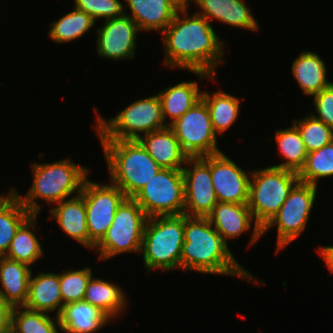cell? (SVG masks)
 <instances>
[{"label": "cell", "instance_id": "15", "mask_svg": "<svg viewBox=\"0 0 333 333\" xmlns=\"http://www.w3.org/2000/svg\"><path fill=\"white\" fill-rule=\"evenodd\" d=\"M139 28L127 15L105 20L98 34L97 53L103 58L120 60L134 58Z\"/></svg>", "mask_w": 333, "mask_h": 333}, {"label": "cell", "instance_id": "25", "mask_svg": "<svg viewBox=\"0 0 333 333\" xmlns=\"http://www.w3.org/2000/svg\"><path fill=\"white\" fill-rule=\"evenodd\" d=\"M202 93L196 81H182L158 93L162 104L164 122L170 116L168 126L180 118L192 106L202 99Z\"/></svg>", "mask_w": 333, "mask_h": 333}, {"label": "cell", "instance_id": "24", "mask_svg": "<svg viewBox=\"0 0 333 333\" xmlns=\"http://www.w3.org/2000/svg\"><path fill=\"white\" fill-rule=\"evenodd\" d=\"M292 73L303 93L313 96L332 82L327 79V69L320 56L312 51H303L292 64Z\"/></svg>", "mask_w": 333, "mask_h": 333}, {"label": "cell", "instance_id": "2", "mask_svg": "<svg viewBox=\"0 0 333 333\" xmlns=\"http://www.w3.org/2000/svg\"><path fill=\"white\" fill-rule=\"evenodd\" d=\"M180 268L204 274L232 275L256 281L232 255L220 234L207 217H189L184 214V244Z\"/></svg>", "mask_w": 333, "mask_h": 333}, {"label": "cell", "instance_id": "33", "mask_svg": "<svg viewBox=\"0 0 333 333\" xmlns=\"http://www.w3.org/2000/svg\"><path fill=\"white\" fill-rule=\"evenodd\" d=\"M300 182L317 186L319 178L333 176V141L307 154L304 166L297 173Z\"/></svg>", "mask_w": 333, "mask_h": 333}, {"label": "cell", "instance_id": "40", "mask_svg": "<svg viewBox=\"0 0 333 333\" xmlns=\"http://www.w3.org/2000/svg\"><path fill=\"white\" fill-rule=\"evenodd\" d=\"M179 9L188 8L190 0H171Z\"/></svg>", "mask_w": 333, "mask_h": 333}, {"label": "cell", "instance_id": "30", "mask_svg": "<svg viewBox=\"0 0 333 333\" xmlns=\"http://www.w3.org/2000/svg\"><path fill=\"white\" fill-rule=\"evenodd\" d=\"M275 140L281 155L287 161L273 166L298 173L308 154L298 128L293 124L291 128L277 130Z\"/></svg>", "mask_w": 333, "mask_h": 333}, {"label": "cell", "instance_id": "41", "mask_svg": "<svg viewBox=\"0 0 333 333\" xmlns=\"http://www.w3.org/2000/svg\"><path fill=\"white\" fill-rule=\"evenodd\" d=\"M5 198V196L0 195V202Z\"/></svg>", "mask_w": 333, "mask_h": 333}, {"label": "cell", "instance_id": "19", "mask_svg": "<svg viewBox=\"0 0 333 333\" xmlns=\"http://www.w3.org/2000/svg\"><path fill=\"white\" fill-rule=\"evenodd\" d=\"M132 14H126L140 31L163 32L172 22L179 8L171 0H126Z\"/></svg>", "mask_w": 333, "mask_h": 333}, {"label": "cell", "instance_id": "34", "mask_svg": "<svg viewBox=\"0 0 333 333\" xmlns=\"http://www.w3.org/2000/svg\"><path fill=\"white\" fill-rule=\"evenodd\" d=\"M301 133L307 152L319 150L333 141V128L312 115L301 120H293Z\"/></svg>", "mask_w": 333, "mask_h": 333}, {"label": "cell", "instance_id": "27", "mask_svg": "<svg viewBox=\"0 0 333 333\" xmlns=\"http://www.w3.org/2000/svg\"><path fill=\"white\" fill-rule=\"evenodd\" d=\"M31 215L12 188L0 202V256H5L20 225Z\"/></svg>", "mask_w": 333, "mask_h": 333}, {"label": "cell", "instance_id": "4", "mask_svg": "<svg viewBox=\"0 0 333 333\" xmlns=\"http://www.w3.org/2000/svg\"><path fill=\"white\" fill-rule=\"evenodd\" d=\"M32 170V186L25 197L18 195V198L25 208L35 215H38L41 209L37 199L57 204L68 199L74 192L80 194L89 172L88 168L76 165L69 159L49 164L34 163Z\"/></svg>", "mask_w": 333, "mask_h": 333}, {"label": "cell", "instance_id": "3", "mask_svg": "<svg viewBox=\"0 0 333 333\" xmlns=\"http://www.w3.org/2000/svg\"><path fill=\"white\" fill-rule=\"evenodd\" d=\"M111 183L133 198L162 168L138 140H100Z\"/></svg>", "mask_w": 333, "mask_h": 333}, {"label": "cell", "instance_id": "12", "mask_svg": "<svg viewBox=\"0 0 333 333\" xmlns=\"http://www.w3.org/2000/svg\"><path fill=\"white\" fill-rule=\"evenodd\" d=\"M80 194L84 198L86 207L89 249H93L106 234L114 220L116 210L127 197L112 183L102 185L87 178Z\"/></svg>", "mask_w": 333, "mask_h": 333}, {"label": "cell", "instance_id": "11", "mask_svg": "<svg viewBox=\"0 0 333 333\" xmlns=\"http://www.w3.org/2000/svg\"><path fill=\"white\" fill-rule=\"evenodd\" d=\"M188 157L221 153L209 109L203 99L169 125Z\"/></svg>", "mask_w": 333, "mask_h": 333}, {"label": "cell", "instance_id": "14", "mask_svg": "<svg viewBox=\"0 0 333 333\" xmlns=\"http://www.w3.org/2000/svg\"><path fill=\"white\" fill-rule=\"evenodd\" d=\"M210 173L218 202L248 204V174L224 153L210 155Z\"/></svg>", "mask_w": 333, "mask_h": 333}, {"label": "cell", "instance_id": "5", "mask_svg": "<svg viewBox=\"0 0 333 333\" xmlns=\"http://www.w3.org/2000/svg\"><path fill=\"white\" fill-rule=\"evenodd\" d=\"M183 244L184 214L148 218L140 250L146 272L179 268Z\"/></svg>", "mask_w": 333, "mask_h": 333}, {"label": "cell", "instance_id": "1", "mask_svg": "<svg viewBox=\"0 0 333 333\" xmlns=\"http://www.w3.org/2000/svg\"><path fill=\"white\" fill-rule=\"evenodd\" d=\"M188 8L179 9L172 22L162 32L165 60L163 65L182 67L198 77H215V67L223 63V43L210 21L193 14L187 17ZM181 13L183 15L181 18Z\"/></svg>", "mask_w": 333, "mask_h": 333}, {"label": "cell", "instance_id": "18", "mask_svg": "<svg viewBox=\"0 0 333 333\" xmlns=\"http://www.w3.org/2000/svg\"><path fill=\"white\" fill-rule=\"evenodd\" d=\"M193 2L200 8L197 14L209 21L217 19L230 26L251 31L259 30L258 22L250 8L245 5V0H193Z\"/></svg>", "mask_w": 333, "mask_h": 333}, {"label": "cell", "instance_id": "31", "mask_svg": "<svg viewBox=\"0 0 333 333\" xmlns=\"http://www.w3.org/2000/svg\"><path fill=\"white\" fill-rule=\"evenodd\" d=\"M95 20L86 12L74 7V10L51 23L48 36L57 43L73 41L82 37L91 27Z\"/></svg>", "mask_w": 333, "mask_h": 333}, {"label": "cell", "instance_id": "20", "mask_svg": "<svg viewBox=\"0 0 333 333\" xmlns=\"http://www.w3.org/2000/svg\"><path fill=\"white\" fill-rule=\"evenodd\" d=\"M24 307L47 314L56 310V316H59L63 309L59 274L40 272L32 278L31 273Z\"/></svg>", "mask_w": 333, "mask_h": 333}, {"label": "cell", "instance_id": "37", "mask_svg": "<svg viewBox=\"0 0 333 333\" xmlns=\"http://www.w3.org/2000/svg\"><path fill=\"white\" fill-rule=\"evenodd\" d=\"M317 114L313 117L333 128V82L319 93L313 95Z\"/></svg>", "mask_w": 333, "mask_h": 333}, {"label": "cell", "instance_id": "32", "mask_svg": "<svg viewBox=\"0 0 333 333\" xmlns=\"http://www.w3.org/2000/svg\"><path fill=\"white\" fill-rule=\"evenodd\" d=\"M55 318L57 324L47 313L33 311L24 306L14 307L11 313V330L13 333H59L56 327L61 326L59 316Z\"/></svg>", "mask_w": 333, "mask_h": 333}, {"label": "cell", "instance_id": "6", "mask_svg": "<svg viewBox=\"0 0 333 333\" xmlns=\"http://www.w3.org/2000/svg\"><path fill=\"white\" fill-rule=\"evenodd\" d=\"M96 117L100 140H138L141 132L147 134L168 126L159 95L137 100L108 120Z\"/></svg>", "mask_w": 333, "mask_h": 333}, {"label": "cell", "instance_id": "23", "mask_svg": "<svg viewBox=\"0 0 333 333\" xmlns=\"http://www.w3.org/2000/svg\"><path fill=\"white\" fill-rule=\"evenodd\" d=\"M109 320L103 312L85 301L64 305L59 315L60 330L65 333H95Z\"/></svg>", "mask_w": 333, "mask_h": 333}, {"label": "cell", "instance_id": "38", "mask_svg": "<svg viewBox=\"0 0 333 333\" xmlns=\"http://www.w3.org/2000/svg\"><path fill=\"white\" fill-rule=\"evenodd\" d=\"M12 307L0 297V333L11 330Z\"/></svg>", "mask_w": 333, "mask_h": 333}, {"label": "cell", "instance_id": "35", "mask_svg": "<svg viewBox=\"0 0 333 333\" xmlns=\"http://www.w3.org/2000/svg\"><path fill=\"white\" fill-rule=\"evenodd\" d=\"M91 268L85 267L64 271L59 274L63 306L72 302L83 301L88 282L92 277Z\"/></svg>", "mask_w": 333, "mask_h": 333}, {"label": "cell", "instance_id": "22", "mask_svg": "<svg viewBox=\"0 0 333 333\" xmlns=\"http://www.w3.org/2000/svg\"><path fill=\"white\" fill-rule=\"evenodd\" d=\"M58 205L50 209L51 215L56 218L68 236L89 248V233L86 221V207L81 194L70 199L57 203Z\"/></svg>", "mask_w": 333, "mask_h": 333}, {"label": "cell", "instance_id": "39", "mask_svg": "<svg viewBox=\"0 0 333 333\" xmlns=\"http://www.w3.org/2000/svg\"><path fill=\"white\" fill-rule=\"evenodd\" d=\"M319 254L323 257L327 267L333 273V246H324L318 249Z\"/></svg>", "mask_w": 333, "mask_h": 333}, {"label": "cell", "instance_id": "7", "mask_svg": "<svg viewBox=\"0 0 333 333\" xmlns=\"http://www.w3.org/2000/svg\"><path fill=\"white\" fill-rule=\"evenodd\" d=\"M250 174L247 205L255 223L262 229L281 208L299 178L295 171L274 166Z\"/></svg>", "mask_w": 333, "mask_h": 333}, {"label": "cell", "instance_id": "29", "mask_svg": "<svg viewBox=\"0 0 333 333\" xmlns=\"http://www.w3.org/2000/svg\"><path fill=\"white\" fill-rule=\"evenodd\" d=\"M202 99L209 109L216 134H222L228 130L239 116L240 100L233 95L217 91L211 96L207 91H203Z\"/></svg>", "mask_w": 333, "mask_h": 333}, {"label": "cell", "instance_id": "17", "mask_svg": "<svg viewBox=\"0 0 333 333\" xmlns=\"http://www.w3.org/2000/svg\"><path fill=\"white\" fill-rule=\"evenodd\" d=\"M138 141L161 168L183 169L186 164L188 156L169 126L141 135Z\"/></svg>", "mask_w": 333, "mask_h": 333}, {"label": "cell", "instance_id": "21", "mask_svg": "<svg viewBox=\"0 0 333 333\" xmlns=\"http://www.w3.org/2000/svg\"><path fill=\"white\" fill-rule=\"evenodd\" d=\"M31 273L28 265L0 256V297L6 304L12 308L25 305Z\"/></svg>", "mask_w": 333, "mask_h": 333}, {"label": "cell", "instance_id": "13", "mask_svg": "<svg viewBox=\"0 0 333 333\" xmlns=\"http://www.w3.org/2000/svg\"><path fill=\"white\" fill-rule=\"evenodd\" d=\"M187 164H193V167L182 169L185 182L184 214L207 217L218 202L210 173V155L188 157Z\"/></svg>", "mask_w": 333, "mask_h": 333}, {"label": "cell", "instance_id": "28", "mask_svg": "<svg viewBox=\"0 0 333 333\" xmlns=\"http://www.w3.org/2000/svg\"><path fill=\"white\" fill-rule=\"evenodd\" d=\"M37 215L31 214L17 229L5 257L28 266L43 256L42 246L31 230H36Z\"/></svg>", "mask_w": 333, "mask_h": 333}, {"label": "cell", "instance_id": "9", "mask_svg": "<svg viewBox=\"0 0 333 333\" xmlns=\"http://www.w3.org/2000/svg\"><path fill=\"white\" fill-rule=\"evenodd\" d=\"M133 199L148 218L184 214L185 182L182 169L162 168Z\"/></svg>", "mask_w": 333, "mask_h": 333}, {"label": "cell", "instance_id": "10", "mask_svg": "<svg viewBox=\"0 0 333 333\" xmlns=\"http://www.w3.org/2000/svg\"><path fill=\"white\" fill-rule=\"evenodd\" d=\"M317 187L312 184L298 182L290 191L287 199L262 228V235L277 224V251L289 245L305 230L309 215L313 208Z\"/></svg>", "mask_w": 333, "mask_h": 333}, {"label": "cell", "instance_id": "26", "mask_svg": "<svg viewBox=\"0 0 333 333\" xmlns=\"http://www.w3.org/2000/svg\"><path fill=\"white\" fill-rule=\"evenodd\" d=\"M124 294L116 284L91 277L83 301L99 309L109 319H113L124 311L125 304L128 303Z\"/></svg>", "mask_w": 333, "mask_h": 333}, {"label": "cell", "instance_id": "16", "mask_svg": "<svg viewBox=\"0 0 333 333\" xmlns=\"http://www.w3.org/2000/svg\"><path fill=\"white\" fill-rule=\"evenodd\" d=\"M207 218L226 243L227 239L236 238L249 231L251 221L254 222V227L250 246L262 236V229L255 223L247 204L217 202Z\"/></svg>", "mask_w": 333, "mask_h": 333}, {"label": "cell", "instance_id": "42", "mask_svg": "<svg viewBox=\"0 0 333 333\" xmlns=\"http://www.w3.org/2000/svg\"><path fill=\"white\" fill-rule=\"evenodd\" d=\"M3 333H13V332H12V330H9V331L3 332Z\"/></svg>", "mask_w": 333, "mask_h": 333}, {"label": "cell", "instance_id": "8", "mask_svg": "<svg viewBox=\"0 0 333 333\" xmlns=\"http://www.w3.org/2000/svg\"><path fill=\"white\" fill-rule=\"evenodd\" d=\"M148 217L133 198H126L115 212L114 220L106 234L95 245L98 260L118 254L140 252L145 224Z\"/></svg>", "mask_w": 333, "mask_h": 333}, {"label": "cell", "instance_id": "36", "mask_svg": "<svg viewBox=\"0 0 333 333\" xmlns=\"http://www.w3.org/2000/svg\"><path fill=\"white\" fill-rule=\"evenodd\" d=\"M75 8L86 12L95 21L118 18L125 14L124 4L119 0H75Z\"/></svg>", "mask_w": 333, "mask_h": 333}]
</instances>
